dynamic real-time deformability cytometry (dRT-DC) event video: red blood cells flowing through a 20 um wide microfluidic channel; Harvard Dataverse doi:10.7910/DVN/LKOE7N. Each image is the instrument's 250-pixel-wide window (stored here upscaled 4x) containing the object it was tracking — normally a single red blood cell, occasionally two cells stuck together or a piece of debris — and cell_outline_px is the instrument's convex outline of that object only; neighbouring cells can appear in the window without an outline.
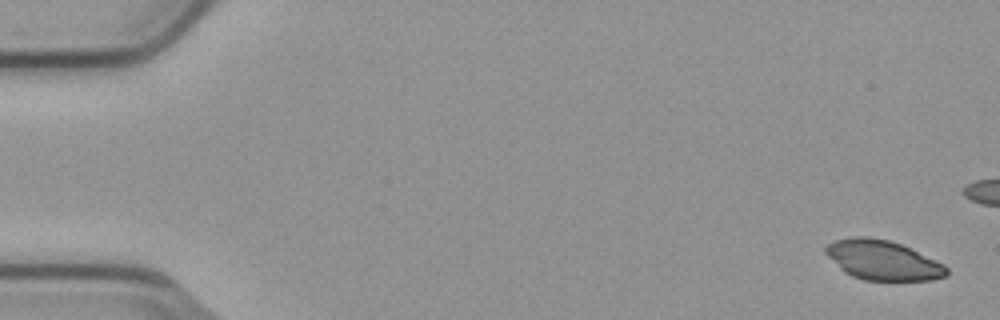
{"species": "common noctule bat (a hibernating species)", "species_latin": "Nyctalus noctula", "temperature_condition": "cold", "stored_images_in_passage": 6, "camera_frame_rate_fps": 3000, "um_per_image_px": 0.085, "animal": {"sex": "male", "body_mass_g": 23.1, "forearm_length_mm": 52.7}, "frame": {"image": 1, "passage_image": 1, "time_ms": 0.0, "image_size_px": [1000, 320], "cell_outline_px": [[948, 276], [932, 280], [864, 280], [852, 276], [844, 272], [824, 252], [824, 248], [828, 244], [836, 240], [856, 236], [868, 236], [888, 240], [900, 244], [936, 260], [944, 264], [948, 268]], "centroid_in_image_um": [75.04, 22.12], "position_along_channel_um": 10.0, "area_um2": 27.8}}
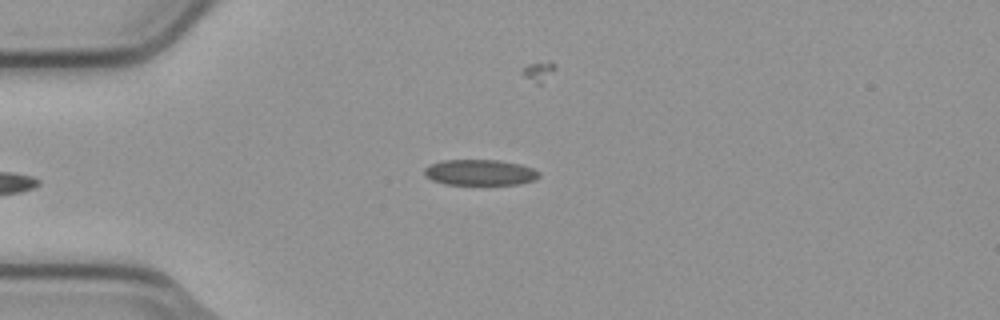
{"frame": {"image": 2, "passage_image": 6, "time_ms": 1.667, "image_size_px": [1000, 320], "cell_outline_px": [[540, 176], [536, 180], [520, 184], [444, 184], [432, 180], [424, 176], [424, 168], [428, 164], [444, 160], [500, 160], [520, 164], [532, 168], [540, 172]], "centroid_in_image_um": [40.79, 14.65], "position_along_channel_um": 44.2, "area_um2": 17.4}}